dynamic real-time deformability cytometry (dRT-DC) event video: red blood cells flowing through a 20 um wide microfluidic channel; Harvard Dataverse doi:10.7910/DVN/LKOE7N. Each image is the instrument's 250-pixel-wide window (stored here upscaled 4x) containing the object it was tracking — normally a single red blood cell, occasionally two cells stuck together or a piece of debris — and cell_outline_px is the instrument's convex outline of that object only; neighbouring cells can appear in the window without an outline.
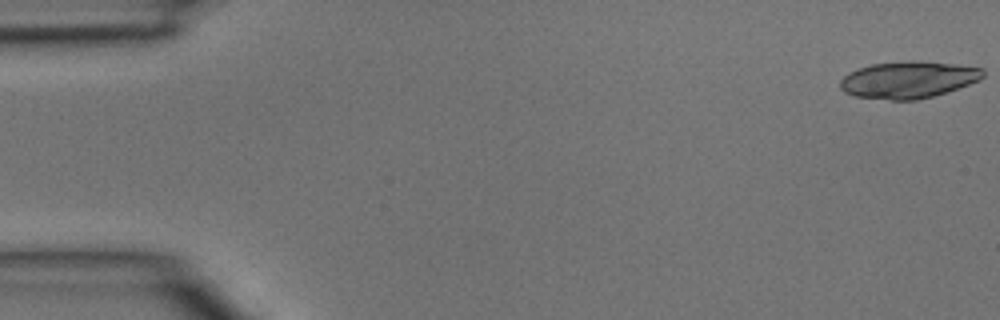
{"species": "common noctule bat (a hibernating species)", "species_latin": "Nyctalus noctula", "temperature_condition": "room temperature", "stored_images_in_passage": 44, "segment_of_instrument_passage": [1, 2], "camera_frame_rate_fps": 3000, "um_per_image_px": 0.085, "animal": {"sex": "male", "body_mass_g": 15.6}, "frame": {"image": 1, "passage_image": 1, "time_ms": 0.0, "image_size_px": [1000, 320], "cell_outline_px": [[984, 76], [980, 80], [932, 96], [916, 100], [892, 100], [856, 96], [844, 92], [840, 88], [840, 80], [848, 72], [872, 64], [912, 60], [956, 64], [984, 68]], "centroid_in_image_um": [77.2, 6.77], "position_along_channel_um": 7.8, "area_um2": 30.52}}
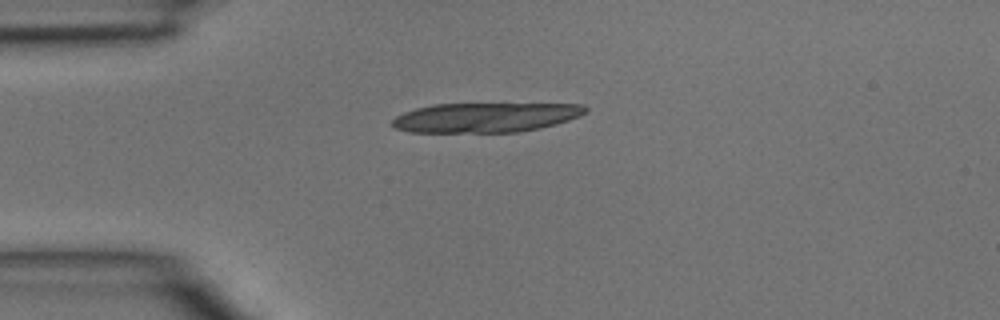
{"frame": {"image": 2, "passage_image": 11, "time_ms": 3.333, "image_size_px": [1000, 320], "cell_outline_px": [[588, 112], [580, 116], [556, 124], [540, 128], [520, 132], [408, 132], [392, 128], [388, 124], [396, 116], [404, 112], [416, 108], [432, 104], [584, 104], [588, 108]], "centroid_in_image_um": [41.24, 9.99], "position_along_channel_um": 43.8, "area_um2": 33.64}}